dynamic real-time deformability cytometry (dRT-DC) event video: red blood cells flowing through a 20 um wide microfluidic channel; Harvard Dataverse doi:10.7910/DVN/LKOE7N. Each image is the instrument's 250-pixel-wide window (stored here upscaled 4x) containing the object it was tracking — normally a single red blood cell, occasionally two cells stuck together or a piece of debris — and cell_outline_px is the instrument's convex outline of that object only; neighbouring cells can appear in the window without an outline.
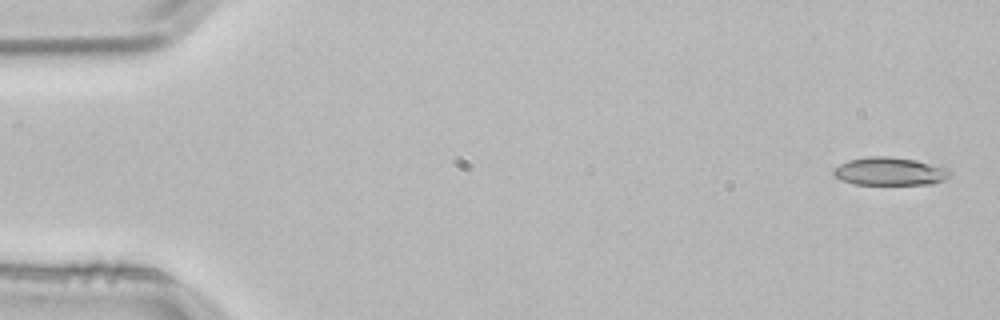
{"species": "common noctule bat (a hibernating species)", "species_latin": "Nyctalus noctula", "temperature_condition": "room temperature", "stored_images_in_passage": 5, "segment_of_instrument_passage": [1, 2], "camera_frame_rate_fps": 3000, "um_per_image_px": 0.085, "animal": {"sex": "male", "body_mass_g": 21.5, "forearm_length_mm": 52.0}, "frame": {"image": 1, "passage_image": 1, "time_ms": 0.0, "image_size_px": [1000, 320], "cell_outline_px": [[952, 172], [944, 180], [932, 184], [852, 184], [840, 180], [832, 172], [840, 164], [848, 160], [868, 156], [892, 156], [916, 160], [948, 168]], "centroid_in_image_um": [75.64, 14.56], "position_along_channel_um": 9.4, "area_um2": 19.07}}
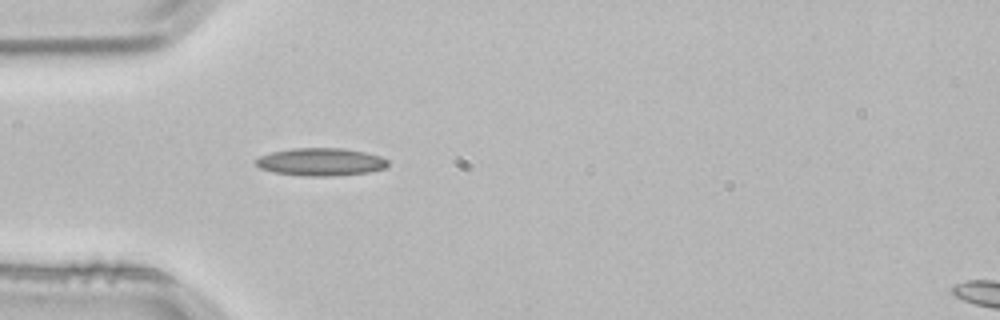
{"frame": {"image": 2, "passage_image": 4, "time_ms": 1.0, "image_size_px": [1000, 320], "cell_outline_px": [[388, 164], [384, 168], [368, 172], [332, 176], [304, 176], [272, 172], [260, 168], [256, 164], [256, 160], [260, 156], [272, 152], [292, 148], [344, 148], [364, 152], [380, 156], [388, 160]], "centroid_in_image_um": [27.25, 13.76], "position_along_channel_um": 57.7, "area_um2": 21.27}}